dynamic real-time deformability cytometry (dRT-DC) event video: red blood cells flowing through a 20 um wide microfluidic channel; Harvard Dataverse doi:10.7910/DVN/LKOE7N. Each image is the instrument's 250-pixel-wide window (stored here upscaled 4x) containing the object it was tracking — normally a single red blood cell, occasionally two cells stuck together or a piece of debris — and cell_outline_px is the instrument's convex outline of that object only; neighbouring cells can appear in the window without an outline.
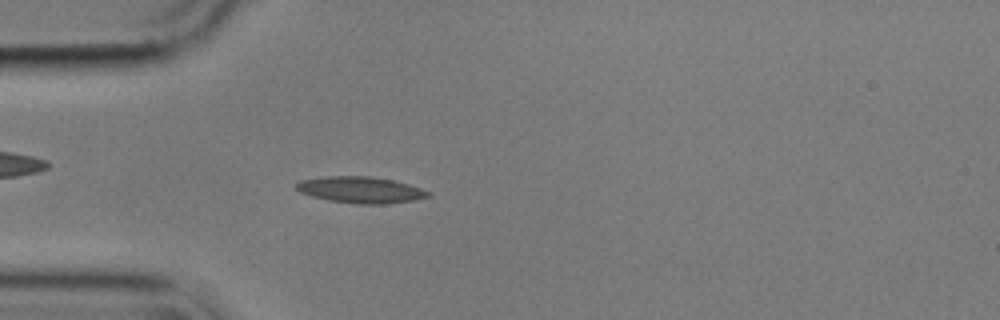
{"species": "common noctule bat (a hibernating species)", "species_latin": "Nyctalus noctula", "temperature_condition": "cold", "stored_images_in_passage": 55, "camera_frame_rate_fps": 3000, "um_per_image_px": 0.085, "animal": {"sex": "male", "body_mass_g": 17.9}, "frame": {"image": 1, "passage_image": 15, "time_ms": 4.667, "image_size_px": [1000, 320], "cell_outline_px": [[432, 196], [412, 200], [384, 204], [356, 204], [328, 200], [312, 196], [300, 192], [296, 188], [296, 184], [300, 180], [320, 176], [372, 176], [392, 180], [408, 184], [432, 192]], "centroid_in_image_um": [30.65, 16.13], "position_along_channel_um": 54.4, "area_um2": 20.35}}
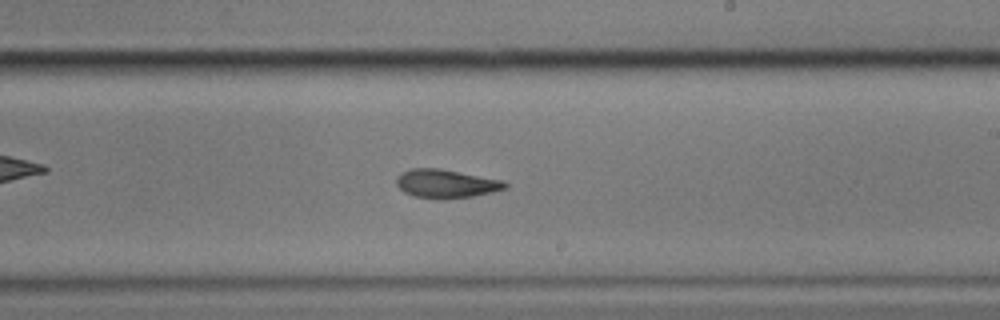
{"frame": {"image": 2, "passage_image": 32, "time_ms": 10.333, "image_size_px": [1000, 320], "cell_outline_px": [[508, 188], [492, 192], [472, 196], [444, 200], [412, 196], [404, 192], [396, 184], [396, 176], [400, 172], [412, 168], [440, 168], [504, 180], [508, 184]], "centroid_in_image_um": [37.91, 15.61], "position_along_channel_um": 251.1, "area_um2": 18.44}}
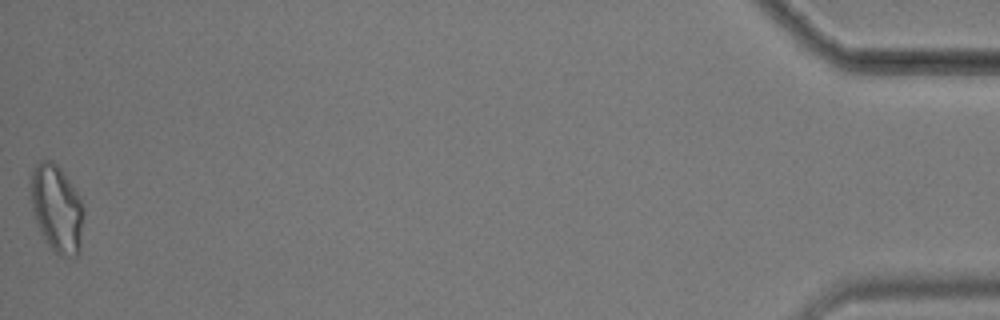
{"frame": {"image": 3, "passage_image": 55, "time_ms": 18.0, "image_size_px": [1000, 320], "cell_outline_px": [[84, 212], [80, 252], [76, 256], [60, 256], [48, 244], [36, 220], [32, 208], [32, 168], [40, 160], [52, 160], [64, 172], [76, 192], [84, 208]], "centroid_in_image_um": [4.86, 17.72], "position_along_channel_um": 430.3, "area_um2": 26.53}, "authors_computed_cell_mechanics": {"area_um2": 18.4382, "velocity_mm_per_s": 3.5655, "shape_relaxation_time_tau1_ms": 5.5871, "shape_relaxation_time_tau2_ms": 4.1625, "deformation_change_tau1": 0.1636, "deformation_change_tau2": 0.1188}}